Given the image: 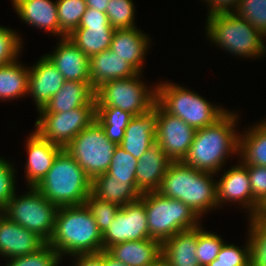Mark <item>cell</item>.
<instances>
[{
	"label": "cell",
	"mask_w": 266,
	"mask_h": 266,
	"mask_svg": "<svg viewBox=\"0 0 266 266\" xmlns=\"http://www.w3.org/2000/svg\"><path fill=\"white\" fill-rule=\"evenodd\" d=\"M48 244L60 258L66 254L73 256L103 250L102 233L85 204L59 207L55 230Z\"/></svg>",
	"instance_id": "obj_1"
},
{
	"label": "cell",
	"mask_w": 266,
	"mask_h": 266,
	"mask_svg": "<svg viewBox=\"0 0 266 266\" xmlns=\"http://www.w3.org/2000/svg\"><path fill=\"white\" fill-rule=\"evenodd\" d=\"M237 114L227 111L213 125L197 129L182 162L197 170L217 173L229 154L238 153ZM227 156V157H225Z\"/></svg>",
	"instance_id": "obj_2"
},
{
	"label": "cell",
	"mask_w": 266,
	"mask_h": 266,
	"mask_svg": "<svg viewBox=\"0 0 266 266\" xmlns=\"http://www.w3.org/2000/svg\"><path fill=\"white\" fill-rule=\"evenodd\" d=\"M213 176L212 172L197 170L182 161H172L158 192L184 202L200 217L207 210L217 207V189Z\"/></svg>",
	"instance_id": "obj_3"
},
{
	"label": "cell",
	"mask_w": 266,
	"mask_h": 266,
	"mask_svg": "<svg viewBox=\"0 0 266 266\" xmlns=\"http://www.w3.org/2000/svg\"><path fill=\"white\" fill-rule=\"evenodd\" d=\"M35 188L58 207L78 206L85 204L91 193V179L63 149Z\"/></svg>",
	"instance_id": "obj_4"
},
{
	"label": "cell",
	"mask_w": 266,
	"mask_h": 266,
	"mask_svg": "<svg viewBox=\"0 0 266 266\" xmlns=\"http://www.w3.org/2000/svg\"><path fill=\"white\" fill-rule=\"evenodd\" d=\"M207 18L206 34L211 42H215L227 52L250 58L265 53L266 48L262 40L265 36L234 12L212 14Z\"/></svg>",
	"instance_id": "obj_5"
},
{
	"label": "cell",
	"mask_w": 266,
	"mask_h": 266,
	"mask_svg": "<svg viewBox=\"0 0 266 266\" xmlns=\"http://www.w3.org/2000/svg\"><path fill=\"white\" fill-rule=\"evenodd\" d=\"M156 103L165 112L179 117L196 130L213 125L227 112L193 91L166 82L156 86Z\"/></svg>",
	"instance_id": "obj_6"
},
{
	"label": "cell",
	"mask_w": 266,
	"mask_h": 266,
	"mask_svg": "<svg viewBox=\"0 0 266 266\" xmlns=\"http://www.w3.org/2000/svg\"><path fill=\"white\" fill-rule=\"evenodd\" d=\"M149 236L161 244L179 231L197 227L199 216L184 202L163 196L158 191L141 194Z\"/></svg>",
	"instance_id": "obj_7"
},
{
	"label": "cell",
	"mask_w": 266,
	"mask_h": 266,
	"mask_svg": "<svg viewBox=\"0 0 266 266\" xmlns=\"http://www.w3.org/2000/svg\"><path fill=\"white\" fill-rule=\"evenodd\" d=\"M28 188L30 192L20 197L15 194L0 212L48 243L55 230L59 207L46 199L35 187Z\"/></svg>",
	"instance_id": "obj_8"
},
{
	"label": "cell",
	"mask_w": 266,
	"mask_h": 266,
	"mask_svg": "<svg viewBox=\"0 0 266 266\" xmlns=\"http://www.w3.org/2000/svg\"><path fill=\"white\" fill-rule=\"evenodd\" d=\"M97 120L75 136L64 148L92 180L108 171L114 149Z\"/></svg>",
	"instance_id": "obj_9"
},
{
	"label": "cell",
	"mask_w": 266,
	"mask_h": 266,
	"mask_svg": "<svg viewBox=\"0 0 266 266\" xmlns=\"http://www.w3.org/2000/svg\"><path fill=\"white\" fill-rule=\"evenodd\" d=\"M140 74L100 85L95 90L96 107H118L134 116L148 113L156 103V86L149 90Z\"/></svg>",
	"instance_id": "obj_10"
},
{
	"label": "cell",
	"mask_w": 266,
	"mask_h": 266,
	"mask_svg": "<svg viewBox=\"0 0 266 266\" xmlns=\"http://www.w3.org/2000/svg\"><path fill=\"white\" fill-rule=\"evenodd\" d=\"M94 120H96V105H85L68 112L40 113L35 122V132L42 139L64 149Z\"/></svg>",
	"instance_id": "obj_11"
},
{
	"label": "cell",
	"mask_w": 266,
	"mask_h": 266,
	"mask_svg": "<svg viewBox=\"0 0 266 266\" xmlns=\"http://www.w3.org/2000/svg\"><path fill=\"white\" fill-rule=\"evenodd\" d=\"M149 238L144 201L139 198L119 209L109 228L102 234L103 250L118 243Z\"/></svg>",
	"instance_id": "obj_12"
},
{
	"label": "cell",
	"mask_w": 266,
	"mask_h": 266,
	"mask_svg": "<svg viewBox=\"0 0 266 266\" xmlns=\"http://www.w3.org/2000/svg\"><path fill=\"white\" fill-rule=\"evenodd\" d=\"M196 129L157 104L156 143L172 161H182L194 140Z\"/></svg>",
	"instance_id": "obj_13"
},
{
	"label": "cell",
	"mask_w": 266,
	"mask_h": 266,
	"mask_svg": "<svg viewBox=\"0 0 266 266\" xmlns=\"http://www.w3.org/2000/svg\"><path fill=\"white\" fill-rule=\"evenodd\" d=\"M46 242L0 213V255L12 259L34 253Z\"/></svg>",
	"instance_id": "obj_14"
},
{
	"label": "cell",
	"mask_w": 266,
	"mask_h": 266,
	"mask_svg": "<svg viewBox=\"0 0 266 266\" xmlns=\"http://www.w3.org/2000/svg\"><path fill=\"white\" fill-rule=\"evenodd\" d=\"M60 40L55 52L45 56L59 70L65 80L90 82V58L68 37H63Z\"/></svg>",
	"instance_id": "obj_15"
},
{
	"label": "cell",
	"mask_w": 266,
	"mask_h": 266,
	"mask_svg": "<svg viewBox=\"0 0 266 266\" xmlns=\"http://www.w3.org/2000/svg\"><path fill=\"white\" fill-rule=\"evenodd\" d=\"M65 78L46 56L29 68L28 94L35 100L38 111L46 106L62 87Z\"/></svg>",
	"instance_id": "obj_16"
},
{
	"label": "cell",
	"mask_w": 266,
	"mask_h": 266,
	"mask_svg": "<svg viewBox=\"0 0 266 266\" xmlns=\"http://www.w3.org/2000/svg\"><path fill=\"white\" fill-rule=\"evenodd\" d=\"M156 130L157 103L148 113L132 118L119 146L139 160L156 143Z\"/></svg>",
	"instance_id": "obj_17"
},
{
	"label": "cell",
	"mask_w": 266,
	"mask_h": 266,
	"mask_svg": "<svg viewBox=\"0 0 266 266\" xmlns=\"http://www.w3.org/2000/svg\"><path fill=\"white\" fill-rule=\"evenodd\" d=\"M217 205L225 201L239 202L251 212L253 217V194L247 166L243 163L227 170L216 183ZM251 210V211H250Z\"/></svg>",
	"instance_id": "obj_18"
},
{
	"label": "cell",
	"mask_w": 266,
	"mask_h": 266,
	"mask_svg": "<svg viewBox=\"0 0 266 266\" xmlns=\"http://www.w3.org/2000/svg\"><path fill=\"white\" fill-rule=\"evenodd\" d=\"M26 178L30 187H36L52 167L62 147L42 139L36 132L27 138Z\"/></svg>",
	"instance_id": "obj_19"
},
{
	"label": "cell",
	"mask_w": 266,
	"mask_h": 266,
	"mask_svg": "<svg viewBox=\"0 0 266 266\" xmlns=\"http://www.w3.org/2000/svg\"><path fill=\"white\" fill-rule=\"evenodd\" d=\"M171 162L157 143L145 151L136 167L138 191L141 194L158 191Z\"/></svg>",
	"instance_id": "obj_20"
},
{
	"label": "cell",
	"mask_w": 266,
	"mask_h": 266,
	"mask_svg": "<svg viewBox=\"0 0 266 266\" xmlns=\"http://www.w3.org/2000/svg\"><path fill=\"white\" fill-rule=\"evenodd\" d=\"M19 17L32 26L45 29L49 33L67 37L58 21L57 2L51 0H12Z\"/></svg>",
	"instance_id": "obj_21"
},
{
	"label": "cell",
	"mask_w": 266,
	"mask_h": 266,
	"mask_svg": "<svg viewBox=\"0 0 266 266\" xmlns=\"http://www.w3.org/2000/svg\"><path fill=\"white\" fill-rule=\"evenodd\" d=\"M85 105H96L95 90L91 82L66 80L46 106L39 110V113L68 112Z\"/></svg>",
	"instance_id": "obj_22"
},
{
	"label": "cell",
	"mask_w": 266,
	"mask_h": 266,
	"mask_svg": "<svg viewBox=\"0 0 266 266\" xmlns=\"http://www.w3.org/2000/svg\"><path fill=\"white\" fill-rule=\"evenodd\" d=\"M106 251L126 266H150L162 257V244L149 238L118 243Z\"/></svg>",
	"instance_id": "obj_23"
},
{
	"label": "cell",
	"mask_w": 266,
	"mask_h": 266,
	"mask_svg": "<svg viewBox=\"0 0 266 266\" xmlns=\"http://www.w3.org/2000/svg\"><path fill=\"white\" fill-rule=\"evenodd\" d=\"M149 37L136 27L116 29L112 36L110 50L127 61L141 73L143 59L148 50Z\"/></svg>",
	"instance_id": "obj_24"
},
{
	"label": "cell",
	"mask_w": 266,
	"mask_h": 266,
	"mask_svg": "<svg viewBox=\"0 0 266 266\" xmlns=\"http://www.w3.org/2000/svg\"><path fill=\"white\" fill-rule=\"evenodd\" d=\"M138 72L123 58L110 49L90 58V82L96 90L105 82L133 77Z\"/></svg>",
	"instance_id": "obj_25"
},
{
	"label": "cell",
	"mask_w": 266,
	"mask_h": 266,
	"mask_svg": "<svg viewBox=\"0 0 266 266\" xmlns=\"http://www.w3.org/2000/svg\"><path fill=\"white\" fill-rule=\"evenodd\" d=\"M91 194L120 207L137 201L141 197L136 180L113 179V176L107 172L91 180Z\"/></svg>",
	"instance_id": "obj_26"
},
{
	"label": "cell",
	"mask_w": 266,
	"mask_h": 266,
	"mask_svg": "<svg viewBox=\"0 0 266 266\" xmlns=\"http://www.w3.org/2000/svg\"><path fill=\"white\" fill-rule=\"evenodd\" d=\"M198 226L179 231L162 243V258L169 266H200L196 257Z\"/></svg>",
	"instance_id": "obj_27"
},
{
	"label": "cell",
	"mask_w": 266,
	"mask_h": 266,
	"mask_svg": "<svg viewBox=\"0 0 266 266\" xmlns=\"http://www.w3.org/2000/svg\"><path fill=\"white\" fill-rule=\"evenodd\" d=\"M115 29L111 25L78 26L67 36L89 58L110 49Z\"/></svg>",
	"instance_id": "obj_28"
},
{
	"label": "cell",
	"mask_w": 266,
	"mask_h": 266,
	"mask_svg": "<svg viewBox=\"0 0 266 266\" xmlns=\"http://www.w3.org/2000/svg\"><path fill=\"white\" fill-rule=\"evenodd\" d=\"M239 136L238 151L243 164L266 167V121ZM243 157V158H242Z\"/></svg>",
	"instance_id": "obj_29"
},
{
	"label": "cell",
	"mask_w": 266,
	"mask_h": 266,
	"mask_svg": "<svg viewBox=\"0 0 266 266\" xmlns=\"http://www.w3.org/2000/svg\"><path fill=\"white\" fill-rule=\"evenodd\" d=\"M16 62L0 67V99L20 98L28 94L29 68Z\"/></svg>",
	"instance_id": "obj_30"
},
{
	"label": "cell",
	"mask_w": 266,
	"mask_h": 266,
	"mask_svg": "<svg viewBox=\"0 0 266 266\" xmlns=\"http://www.w3.org/2000/svg\"><path fill=\"white\" fill-rule=\"evenodd\" d=\"M134 117L118 107H96V120L105 131L106 137L116 145L122 142L125 129Z\"/></svg>",
	"instance_id": "obj_31"
},
{
	"label": "cell",
	"mask_w": 266,
	"mask_h": 266,
	"mask_svg": "<svg viewBox=\"0 0 266 266\" xmlns=\"http://www.w3.org/2000/svg\"><path fill=\"white\" fill-rule=\"evenodd\" d=\"M57 12L60 30L69 36L78 28L82 16L86 12L85 0H57Z\"/></svg>",
	"instance_id": "obj_32"
},
{
	"label": "cell",
	"mask_w": 266,
	"mask_h": 266,
	"mask_svg": "<svg viewBox=\"0 0 266 266\" xmlns=\"http://www.w3.org/2000/svg\"><path fill=\"white\" fill-rule=\"evenodd\" d=\"M249 243L251 266H266V222L250 217Z\"/></svg>",
	"instance_id": "obj_33"
},
{
	"label": "cell",
	"mask_w": 266,
	"mask_h": 266,
	"mask_svg": "<svg viewBox=\"0 0 266 266\" xmlns=\"http://www.w3.org/2000/svg\"><path fill=\"white\" fill-rule=\"evenodd\" d=\"M135 7L132 0H110L106 15L109 23L116 29L134 28Z\"/></svg>",
	"instance_id": "obj_34"
},
{
	"label": "cell",
	"mask_w": 266,
	"mask_h": 266,
	"mask_svg": "<svg viewBox=\"0 0 266 266\" xmlns=\"http://www.w3.org/2000/svg\"><path fill=\"white\" fill-rule=\"evenodd\" d=\"M234 13L266 36V0H240Z\"/></svg>",
	"instance_id": "obj_35"
},
{
	"label": "cell",
	"mask_w": 266,
	"mask_h": 266,
	"mask_svg": "<svg viewBox=\"0 0 266 266\" xmlns=\"http://www.w3.org/2000/svg\"><path fill=\"white\" fill-rule=\"evenodd\" d=\"M137 162L130 153L117 145L107 173L113 176V179L136 180Z\"/></svg>",
	"instance_id": "obj_36"
},
{
	"label": "cell",
	"mask_w": 266,
	"mask_h": 266,
	"mask_svg": "<svg viewBox=\"0 0 266 266\" xmlns=\"http://www.w3.org/2000/svg\"><path fill=\"white\" fill-rule=\"evenodd\" d=\"M201 228L198 225L196 257L200 266H207L217 258L224 242L218 234L206 232Z\"/></svg>",
	"instance_id": "obj_37"
},
{
	"label": "cell",
	"mask_w": 266,
	"mask_h": 266,
	"mask_svg": "<svg viewBox=\"0 0 266 266\" xmlns=\"http://www.w3.org/2000/svg\"><path fill=\"white\" fill-rule=\"evenodd\" d=\"M85 205L90 210L102 234L109 228L121 208L117 204L100 200L91 193L86 199Z\"/></svg>",
	"instance_id": "obj_38"
},
{
	"label": "cell",
	"mask_w": 266,
	"mask_h": 266,
	"mask_svg": "<svg viewBox=\"0 0 266 266\" xmlns=\"http://www.w3.org/2000/svg\"><path fill=\"white\" fill-rule=\"evenodd\" d=\"M59 254L46 243L38 251L9 259L6 266H58Z\"/></svg>",
	"instance_id": "obj_39"
},
{
	"label": "cell",
	"mask_w": 266,
	"mask_h": 266,
	"mask_svg": "<svg viewBox=\"0 0 266 266\" xmlns=\"http://www.w3.org/2000/svg\"><path fill=\"white\" fill-rule=\"evenodd\" d=\"M234 244L224 243L217 258L207 266H250V243L244 249Z\"/></svg>",
	"instance_id": "obj_40"
},
{
	"label": "cell",
	"mask_w": 266,
	"mask_h": 266,
	"mask_svg": "<svg viewBox=\"0 0 266 266\" xmlns=\"http://www.w3.org/2000/svg\"><path fill=\"white\" fill-rule=\"evenodd\" d=\"M21 43L14 30L0 26V67L17 61Z\"/></svg>",
	"instance_id": "obj_41"
},
{
	"label": "cell",
	"mask_w": 266,
	"mask_h": 266,
	"mask_svg": "<svg viewBox=\"0 0 266 266\" xmlns=\"http://www.w3.org/2000/svg\"><path fill=\"white\" fill-rule=\"evenodd\" d=\"M253 194V217L257 215L260 206L266 200V167L246 165Z\"/></svg>",
	"instance_id": "obj_42"
},
{
	"label": "cell",
	"mask_w": 266,
	"mask_h": 266,
	"mask_svg": "<svg viewBox=\"0 0 266 266\" xmlns=\"http://www.w3.org/2000/svg\"><path fill=\"white\" fill-rule=\"evenodd\" d=\"M14 173L11 163L0 158V211L16 193Z\"/></svg>",
	"instance_id": "obj_43"
},
{
	"label": "cell",
	"mask_w": 266,
	"mask_h": 266,
	"mask_svg": "<svg viewBox=\"0 0 266 266\" xmlns=\"http://www.w3.org/2000/svg\"><path fill=\"white\" fill-rule=\"evenodd\" d=\"M89 25H111V24L109 23V19L106 13L97 11L92 8H87L86 12L82 16L79 26H89Z\"/></svg>",
	"instance_id": "obj_44"
},
{
	"label": "cell",
	"mask_w": 266,
	"mask_h": 266,
	"mask_svg": "<svg viewBox=\"0 0 266 266\" xmlns=\"http://www.w3.org/2000/svg\"><path fill=\"white\" fill-rule=\"evenodd\" d=\"M239 1L240 0H207L210 8L208 16L218 13L234 12L238 7ZM229 8H231L232 11Z\"/></svg>",
	"instance_id": "obj_45"
},
{
	"label": "cell",
	"mask_w": 266,
	"mask_h": 266,
	"mask_svg": "<svg viewBox=\"0 0 266 266\" xmlns=\"http://www.w3.org/2000/svg\"><path fill=\"white\" fill-rule=\"evenodd\" d=\"M75 266H103V250L99 253L76 254Z\"/></svg>",
	"instance_id": "obj_46"
},
{
	"label": "cell",
	"mask_w": 266,
	"mask_h": 266,
	"mask_svg": "<svg viewBox=\"0 0 266 266\" xmlns=\"http://www.w3.org/2000/svg\"><path fill=\"white\" fill-rule=\"evenodd\" d=\"M87 8H92L97 11L106 13L107 5L110 0H85Z\"/></svg>",
	"instance_id": "obj_47"
},
{
	"label": "cell",
	"mask_w": 266,
	"mask_h": 266,
	"mask_svg": "<svg viewBox=\"0 0 266 266\" xmlns=\"http://www.w3.org/2000/svg\"><path fill=\"white\" fill-rule=\"evenodd\" d=\"M103 266H126L124 263L112 257L106 250H103Z\"/></svg>",
	"instance_id": "obj_48"
},
{
	"label": "cell",
	"mask_w": 266,
	"mask_h": 266,
	"mask_svg": "<svg viewBox=\"0 0 266 266\" xmlns=\"http://www.w3.org/2000/svg\"><path fill=\"white\" fill-rule=\"evenodd\" d=\"M255 217L266 222V200L260 206L259 211Z\"/></svg>",
	"instance_id": "obj_49"
},
{
	"label": "cell",
	"mask_w": 266,
	"mask_h": 266,
	"mask_svg": "<svg viewBox=\"0 0 266 266\" xmlns=\"http://www.w3.org/2000/svg\"><path fill=\"white\" fill-rule=\"evenodd\" d=\"M150 266H169L168 263L161 257L154 264Z\"/></svg>",
	"instance_id": "obj_50"
}]
</instances>
